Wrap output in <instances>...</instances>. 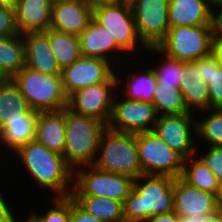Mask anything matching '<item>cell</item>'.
<instances>
[{
  "mask_svg": "<svg viewBox=\"0 0 222 222\" xmlns=\"http://www.w3.org/2000/svg\"><path fill=\"white\" fill-rule=\"evenodd\" d=\"M14 154L13 159L20 160L39 187L49 189L53 197L71 196L74 170L62 154L47 149L36 140L19 147Z\"/></svg>",
  "mask_w": 222,
  "mask_h": 222,
  "instance_id": "6da1fadb",
  "label": "cell"
},
{
  "mask_svg": "<svg viewBox=\"0 0 222 222\" xmlns=\"http://www.w3.org/2000/svg\"><path fill=\"white\" fill-rule=\"evenodd\" d=\"M173 177L140 175L123 203L124 222H145L147 219L173 211Z\"/></svg>",
  "mask_w": 222,
  "mask_h": 222,
  "instance_id": "7a4b0ae2",
  "label": "cell"
},
{
  "mask_svg": "<svg viewBox=\"0 0 222 222\" xmlns=\"http://www.w3.org/2000/svg\"><path fill=\"white\" fill-rule=\"evenodd\" d=\"M66 145L63 156L73 169L92 165L97 156L101 136L108 127L93 117L65 108Z\"/></svg>",
  "mask_w": 222,
  "mask_h": 222,
  "instance_id": "3957f363",
  "label": "cell"
},
{
  "mask_svg": "<svg viewBox=\"0 0 222 222\" xmlns=\"http://www.w3.org/2000/svg\"><path fill=\"white\" fill-rule=\"evenodd\" d=\"M92 165L99 170L127 175L133 179L143 175L136 134L107 127L101 136L97 156Z\"/></svg>",
  "mask_w": 222,
  "mask_h": 222,
  "instance_id": "277c9868",
  "label": "cell"
},
{
  "mask_svg": "<svg viewBox=\"0 0 222 222\" xmlns=\"http://www.w3.org/2000/svg\"><path fill=\"white\" fill-rule=\"evenodd\" d=\"M12 80L26 98L31 110L36 112L58 111L68 105L61 75H48L25 66Z\"/></svg>",
  "mask_w": 222,
  "mask_h": 222,
  "instance_id": "5b68a950",
  "label": "cell"
},
{
  "mask_svg": "<svg viewBox=\"0 0 222 222\" xmlns=\"http://www.w3.org/2000/svg\"><path fill=\"white\" fill-rule=\"evenodd\" d=\"M93 20L113 35L117 45L125 54L127 52L133 54L138 48L146 53L148 47L139 37L128 0L93 7Z\"/></svg>",
  "mask_w": 222,
  "mask_h": 222,
  "instance_id": "8992f818",
  "label": "cell"
},
{
  "mask_svg": "<svg viewBox=\"0 0 222 222\" xmlns=\"http://www.w3.org/2000/svg\"><path fill=\"white\" fill-rule=\"evenodd\" d=\"M166 56L190 62L212 53L210 26H172L156 46Z\"/></svg>",
  "mask_w": 222,
  "mask_h": 222,
  "instance_id": "52a82bcc",
  "label": "cell"
},
{
  "mask_svg": "<svg viewBox=\"0 0 222 222\" xmlns=\"http://www.w3.org/2000/svg\"><path fill=\"white\" fill-rule=\"evenodd\" d=\"M134 179L127 175L105 172L93 165L74 170L71 195L107 197L123 202L133 188Z\"/></svg>",
  "mask_w": 222,
  "mask_h": 222,
  "instance_id": "ba28073f",
  "label": "cell"
},
{
  "mask_svg": "<svg viewBox=\"0 0 222 222\" xmlns=\"http://www.w3.org/2000/svg\"><path fill=\"white\" fill-rule=\"evenodd\" d=\"M141 170L144 175L180 177L183 158L153 131L136 133Z\"/></svg>",
  "mask_w": 222,
  "mask_h": 222,
  "instance_id": "9c48e42d",
  "label": "cell"
},
{
  "mask_svg": "<svg viewBox=\"0 0 222 222\" xmlns=\"http://www.w3.org/2000/svg\"><path fill=\"white\" fill-rule=\"evenodd\" d=\"M116 73L106 82L92 84L80 89L68 97L67 108L74 113L93 117L107 125L110 121L115 89H121L123 78H119L120 72ZM118 72V73H117ZM120 83V84H119Z\"/></svg>",
  "mask_w": 222,
  "mask_h": 222,
  "instance_id": "30bf717a",
  "label": "cell"
},
{
  "mask_svg": "<svg viewBox=\"0 0 222 222\" xmlns=\"http://www.w3.org/2000/svg\"><path fill=\"white\" fill-rule=\"evenodd\" d=\"M170 0H129L140 39L147 47H156L170 28Z\"/></svg>",
  "mask_w": 222,
  "mask_h": 222,
  "instance_id": "8fae6325",
  "label": "cell"
},
{
  "mask_svg": "<svg viewBox=\"0 0 222 222\" xmlns=\"http://www.w3.org/2000/svg\"><path fill=\"white\" fill-rule=\"evenodd\" d=\"M117 91L113 100V109L108 127L115 131L135 134L153 131L158 118L155 106L150 102L123 98L121 97L122 94ZM117 94L120 95L119 97L122 100L117 99Z\"/></svg>",
  "mask_w": 222,
  "mask_h": 222,
  "instance_id": "7c38bea8",
  "label": "cell"
},
{
  "mask_svg": "<svg viewBox=\"0 0 222 222\" xmlns=\"http://www.w3.org/2000/svg\"><path fill=\"white\" fill-rule=\"evenodd\" d=\"M194 113L158 116L153 132L183 159L196 153V117ZM194 131V132H193ZM193 135H195L193 137ZM195 139V140H194Z\"/></svg>",
  "mask_w": 222,
  "mask_h": 222,
  "instance_id": "4fadbf2b",
  "label": "cell"
},
{
  "mask_svg": "<svg viewBox=\"0 0 222 222\" xmlns=\"http://www.w3.org/2000/svg\"><path fill=\"white\" fill-rule=\"evenodd\" d=\"M114 65L101 58L81 56L61 72L65 94L69 97L92 84L108 81L116 73Z\"/></svg>",
  "mask_w": 222,
  "mask_h": 222,
  "instance_id": "5bb4252c",
  "label": "cell"
},
{
  "mask_svg": "<svg viewBox=\"0 0 222 222\" xmlns=\"http://www.w3.org/2000/svg\"><path fill=\"white\" fill-rule=\"evenodd\" d=\"M173 211L180 217L198 214L217 213L219 198L188 184L181 176L173 182Z\"/></svg>",
  "mask_w": 222,
  "mask_h": 222,
  "instance_id": "9a60e30c",
  "label": "cell"
},
{
  "mask_svg": "<svg viewBox=\"0 0 222 222\" xmlns=\"http://www.w3.org/2000/svg\"><path fill=\"white\" fill-rule=\"evenodd\" d=\"M93 19V7L85 0H68L52 5L51 28L79 36Z\"/></svg>",
  "mask_w": 222,
  "mask_h": 222,
  "instance_id": "2e32d148",
  "label": "cell"
},
{
  "mask_svg": "<svg viewBox=\"0 0 222 222\" xmlns=\"http://www.w3.org/2000/svg\"><path fill=\"white\" fill-rule=\"evenodd\" d=\"M25 43V66L48 75H61L46 31H29L22 33Z\"/></svg>",
  "mask_w": 222,
  "mask_h": 222,
  "instance_id": "e0dca14e",
  "label": "cell"
},
{
  "mask_svg": "<svg viewBox=\"0 0 222 222\" xmlns=\"http://www.w3.org/2000/svg\"><path fill=\"white\" fill-rule=\"evenodd\" d=\"M38 114L29 109L26 113L12 112L8 117V122L0 128V148H7L4 152L6 155L8 152L11 155L10 152L14 153L19 147L35 140Z\"/></svg>",
  "mask_w": 222,
  "mask_h": 222,
  "instance_id": "ac0fdd59",
  "label": "cell"
},
{
  "mask_svg": "<svg viewBox=\"0 0 222 222\" xmlns=\"http://www.w3.org/2000/svg\"><path fill=\"white\" fill-rule=\"evenodd\" d=\"M78 37L82 56L111 60L112 63L116 64V62L119 63L118 59L120 56V58H122L120 60L122 61L124 60L123 57L125 58L127 55L124 54L125 52L117 45L113 35L93 19ZM121 53H123V55ZM115 56H117L118 59L117 57L115 58ZM113 59L114 62L112 61Z\"/></svg>",
  "mask_w": 222,
  "mask_h": 222,
  "instance_id": "d6986e66",
  "label": "cell"
},
{
  "mask_svg": "<svg viewBox=\"0 0 222 222\" xmlns=\"http://www.w3.org/2000/svg\"><path fill=\"white\" fill-rule=\"evenodd\" d=\"M14 15L20 34L51 28L52 4L49 0H14Z\"/></svg>",
  "mask_w": 222,
  "mask_h": 222,
  "instance_id": "ffe728a7",
  "label": "cell"
},
{
  "mask_svg": "<svg viewBox=\"0 0 222 222\" xmlns=\"http://www.w3.org/2000/svg\"><path fill=\"white\" fill-rule=\"evenodd\" d=\"M210 0H170L168 21L172 26H210Z\"/></svg>",
  "mask_w": 222,
  "mask_h": 222,
  "instance_id": "44dd1931",
  "label": "cell"
},
{
  "mask_svg": "<svg viewBox=\"0 0 222 222\" xmlns=\"http://www.w3.org/2000/svg\"><path fill=\"white\" fill-rule=\"evenodd\" d=\"M187 109L190 113L195 110L202 112L210 110V99L207 84L202 80L198 70V59L183 64V78L179 83Z\"/></svg>",
  "mask_w": 222,
  "mask_h": 222,
  "instance_id": "7402d4cb",
  "label": "cell"
},
{
  "mask_svg": "<svg viewBox=\"0 0 222 222\" xmlns=\"http://www.w3.org/2000/svg\"><path fill=\"white\" fill-rule=\"evenodd\" d=\"M35 140L47 149L63 154L66 145L65 109L39 112Z\"/></svg>",
  "mask_w": 222,
  "mask_h": 222,
  "instance_id": "603a6c76",
  "label": "cell"
},
{
  "mask_svg": "<svg viewBox=\"0 0 222 222\" xmlns=\"http://www.w3.org/2000/svg\"><path fill=\"white\" fill-rule=\"evenodd\" d=\"M25 67V43L22 34L0 36V74L12 78Z\"/></svg>",
  "mask_w": 222,
  "mask_h": 222,
  "instance_id": "cb8c5ba5",
  "label": "cell"
},
{
  "mask_svg": "<svg viewBox=\"0 0 222 222\" xmlns=\"http://www.w3.org/2000/svg\"><path fill=\"white\" fill-rule=\"evenodd\" d=\"M181 177L190 185L216 195L221 196L222 186L212 171L194 154L183 160Z\"/></svg>",
  "mask_w": 222,
  "mask_h": 222,
  "instance_id": "d4e9b609",
  "label": "cell"
},
{
  "mask_svg": "<svg viewBox=\"0 0 222 222\" xmlns=\"http://www.w3.org/2000/svg\"><path fill=\"white\" fill-rule=\"evenodd\" d=\"M86 212L104 222H124L123 202L91 195H71Z\"/></svg>",
  "mask_w": 222,
  "mask_h": 222,
  "instance_id": "484cf974",
  "label": "cell"
},
{
  "mask_svg": "<svg viewBox=\"0 0 222 222\" xmlns=\"http://www.w3.org/2000/svg\"><path fill=\"white\" fill-rule=\"evenodd\" d=\"M127 72L126 83L122 84L124 87H121L122 91L119 93L123 94L126 99L144 101V102H153V94L157 85V78L152 69V66H146L145 70L141 72Z\"/></svg>",
  "mask_w": 222,
  "mask_h": 222,
  "instance_id": "4316f807",
  "label": "cell"
},
{
  "mask_svg": "<svg viewBox=\"0 0 222 222\" xmlns=\"http://www.w3.org/2000/svg\"><path fill=\"white\" fill-rule=\"evenodd\" d=\"M49 43L61 70L82 56L78 36L48 29Z\"/></svg>",
  "mask_w": 222,
  "mask_h": 222,
  "instance_id": "83f0119b",
  "label": "cell"
},
{
  "mask_svg": "<svg viewBox=\"0 0 222 222\" xmlns=\"http://www.w3.org/2000/svg\"><path fill=\"white\" fill-rule=\"evenodd\" d=\"M198 70L208 87L210 109H222V68L212 53L198 59Z\"/></svg>",
  "mask_w": 222,
  "mask_h": 222,
  "instance_id": "f1b7e54d",
  "label": "cell"
},
{
  "mask_svg": "<svg viewBox=\"0 0 222 222\" xmlns=\"http://www.w3.org/2000/svg\"><path fill=\"white\" fill-rule=\"evenodd\" d=\"M29 109L26 98L12 78L0 80V128L8 122L12 112L26 113Z\"/></svg>",
  "mask_w": 222,
  "mask_h": 222,
  "instance_id": "f546056e",
  "label": "cell"
},
{
  "mask_svg": "<svg viewBox=\"0 0 222 222\" xmlns=\"http://www.w3.org/2000/svg\"><path fill=\"white\" fill-rule=\"evenodd\" d=\"M152 104L158 116L190 113L181 90L168 85H156Z\"/></svg>",
  "mask_w": 222,
  "mask_h": 222,
  "instance_id": "4dcf8cb0",
  "label": "cell"
},
{
  "mask_svg": "<svg viewBox=\"0 0 222 222\" xmlns=\"http://www.w3.org/2000/svg\"><path fill=\"white\" fill-rule=\"evenodd\" d=\"M147 51L150 53L156 52L159 57L162 55L160 63L158 62L152 66L157 78V84L179 88V83L182 82L183 78V64L185 62L166 56L157 47H148Z\"/></svg>",
  "mask_w": 222,
  "mask_h": 222,
  "instance_id": "1f68e13d",
  "label": "cell"
},
{
  "mask_svg": "<svg viewBox=\"0 0 222 222\" xmlns=\"http://www.w3.org/2000/svg\"><path fill=\"white\" fill-rule=\"evenodd\" d=\"M202 120H196V137L208 146H222V109L205 110ZM209 143V144H208Z\"/></svg>",
  "mask_w": 222,
  "mask_h": 222,
  "instance_id": "d6a6232c",
  "label": "cell"
},
{
  "mask_svg": "<svg viewBox=\"0 0 222 222\" xmlns=\"http://www.w3.org/2000/svg\"><path fill=\"white\" fill-rule=\"evenodd\" d=\"M52 207L45 212L30 213L36 222H69L70 196L52 197Z\"/></svg>",
  "mask_w": 222,
  "mask_h": 222,
  "instance_id": "836d02e7",
  "label": "cell"
},
{
  "mask_svg": "<svg viewBox=\"0 0 222 222\" xmlns=\"http://www.w3.org/2000/svg\"><path fill=\"white\" fill-rule=\"evenodd\" d=\"M196 153L200 160L212 171L213 175L217 178L222 186V146H207V151L204 154H198L196 146Z\"/></svg>",
  "mask_w": 222,
  "mask_h": 222,
  "instance_id": "e575fe53",
  "label": "cell"
},
{
  "mask_svg": "<svg viewBox=\"0 0 222 222\" xmlns=\"http://www.w3.org/2000/svg\"><path fill=\"white\" fill-rule=\"evenodd\" d=\"M17 34L13 3L0 2V36Z\"/></svg>",
  "mask_w": 222,
  "mask_h": 222,
  "instance_id": "d590c367",
  "label": "cell"
},
{
  "mask_svg": "<svg viewBox=\"0 0 222 222\" xmlns=\"http://www.w3.org/2000/svg\"><path fill=\"white\" fill-rule=\"evenodd\" d=\"M216 8H218V10H216ZM210 27L213 44L222 45V4L212 6Z\"/></svg>",
  "mask_w": 222,
  "mask_h": 222,
  "instance_id": "8d00e7d4",
  "label": "cell"
},
{
  "mask_svg": "<svg viewBox=\"0 0 222 222\" xmlns=\"http://www.w3.org/2000/svg\"><path fill=\"white\" fill-rule=\"evenodd\" d=\"M69 222H104L82 209L70 196Z\"/></svg>",
  "mask_w": 222,
  "mask_h": 222,
  "instance_id": "74e56055",
  "label": "cell"
},
{
  "mask_svg": "<svg viewBox=\"0 0 222 222\" xmlns=\"http://www.w3.org/2000/svg\"><path fill=\"white\" fill-rule=\"evenodd\" d=\"M1 192V190H0ZM5 193H0V222H11V220L17 216L12 212V206L6 201Z\"/></svg>",
  "mask_w": 222,
  "mask_h": 222,
  "instance_id": "f35d334b",
  "label": "cell"
},
{
  "mask_svg": "<svg viewBox=\"0 0 222 222\" xmlns=\"http://www.w3.org/2000/svg\"><path fill=\"white\" fill-rule=\"evenodd\" d=\"M180 217L174 212L155 215L145 222H179Z\"/></svg>",
  "mask_w": 222,
  "mask_h": 222,
  "instance_id": "ab89813d",
  "label": "cell"
},
{
  "mask_svg": "<svg viewBox=\"0 0 222 222\" xmlns=\"http://www.w3.org/2000/svg\"><path fill=\"white\" fill-rule=\"evenodd\" d=\"M216 214L217 213L198 214L197 216L189 215V216L183 217L182 219L185 222H209L210 219Z\"/></svg>",
  "mask_w": 222,
  "mask_h": 222,
  "instance_id": "60d3db41",
  "label": "cell"
},
{
  "mask_svg": "<svg viewBox=\"0 0 222 222\" xmlns=\"http://www.w3.org/2000/svg\"><path fill=\"white\" fill-rule=\"evenodd\" d=\"M212 54L216 58L218 66L222 68V45L213 44Z\"/></svg>",
  "mask_w": 222,
  "mask_h": 222,
  "instance_id": "b9f144b4",
  "label": "cell"
},
{
  "mask_svg": "<svg viewBox=\"0 0 222 222\" xmlns=\"http://www.w3.org/2000/svg\"><path fill=\"white\" fill-rule=\"evenodd\" d=\"M91 7H95L101 4H113L121 0H85Z\"/></svg>",
  "mask_w": 222,
  "mask_h": 222,
  "instance_id": "7bdbcfd3",
  "label": "cell"
},
{
  "mask_svg": "<svg viewBox=\"0 0 222 222\" xmlns=\"http://www.w3.org/2000/svg\"><path fill=\"white\" fill-rule=\"evenodd\" d=\"M30 216H28V217H26V219L25 220H21V221H19L17 218H16V216L11 220V222H36L35 221V219L32 217V215L31 214H29Z\"/></svg>",
  "mask_w": 222,
  "mask_h": 222,
  "instance_id": "ee69618b",
  "label": "cell"
},
{
  "mask_svg": "<svg viewBox=\"0 0 222 222\" xmlns=\"http://www.w3.org/2000/svg\"><path fill=\"white\" fill-rule=\"evenodd\" d=\"M209 222H222L220 217L216 214L214 215Z\"/></svg>",
  "mask_w": 222,
  "mask_h": 222,
  "instance_id": "f6af8a7d",
  "label": "cell"
},
{
  "mask_svg": "<svg viewBox=\"0 0 222 222\" xmlns=\"http://www.w3.org/2000/svg\"><path fill=\"white\" fill-rule=\"evenodd\" d=\"M217 215L220 217L222 221V205H219Z\"/></svg>",
  "mask_w": 222,
  "mask_h": 222,
  "instance_id": "bcb514c9",
  "label": "cell"
},
{
  "mask_svg": "<svg viewBox=\"0 0 222 222\" xmlns=\"http://www.w3.org/2000/svg\"><path fill=\"white\" fill-rule=\"evenodd\" d=\"M212 5L222 4V0H210Z\"/></svg>",
  "mask_w": 222,
  "mask_h": 222,
  "instance_id": "7dc6e473",
  "label": "cell"
},
{
  "mask_svg": "<svg viewBox=\"0 0 222 222\" xmlns=\"http://www.w3.org/2000/svg\"><path fill=\"white\" fill-rule=\"evenodd\" d=\"M49 1L53 5V4H56V3H59V2H63V1H68V0H49Z\"/></svg>",
  "mask_w": 222,
  "mask_h": 222,
  "instance_id": "c3c4849f",
  "label": "cell"
},
{
  "mask_svg": "<svg viewBox=\"0 0 222 222\" xmlns=\"http://www.w3.org/2000/svg\"><path fill=\"white\" fill-rule=\"evenodd\" d=\"M14 0H0V2L13 3Z\"/></svg>",
  "mask_w": 222,
  "mask_h": 222,
  "instance_id": "681fc988",
  "label": "cell"
},
{
  "mask_svg": "<svg viewBox=\"0 0 222 222\" xmlns=\"http://www.w3.org/2000/svg\"><path fill=\"white\" fill-rule=\"evenodd\" d=\"M219 205H222V192H221V196L219 198Z\"/></svg>",
  "mask_w": 222,
  "mask_h": 222,
  "instance_id": "f907efd6",
  "label": "cell"
},
{
  "mask_svg": "<svg viewBox=\"0 0 222 222\" xmlns=\"http://www.w3.org/2000/svg\"><path fill=\"white\" fill-rule=\"evenodd\" d=\"M4 79V77L0 74V80H3Z\"/></svg>",
  "mask_w": 222,
  "mask_h": 222,
  "instance_id": "816d5d0a",
  "label": "cell"
},
{
  "mask_svg": "<svg viewBox=\"0 0 222 222\" xmlns=\"http://www.w3.org/2000/svg\"><path fill=\"white\" fill-rule=\"evenodd\" d=\"M179 222H185L182 218L179 219Z\"/></svg>",
  "mask_w": 222,
  "mask_h": 222,
  "instance_id": "f5cc1de1",
  "label": "cell"
}]
</instances>
